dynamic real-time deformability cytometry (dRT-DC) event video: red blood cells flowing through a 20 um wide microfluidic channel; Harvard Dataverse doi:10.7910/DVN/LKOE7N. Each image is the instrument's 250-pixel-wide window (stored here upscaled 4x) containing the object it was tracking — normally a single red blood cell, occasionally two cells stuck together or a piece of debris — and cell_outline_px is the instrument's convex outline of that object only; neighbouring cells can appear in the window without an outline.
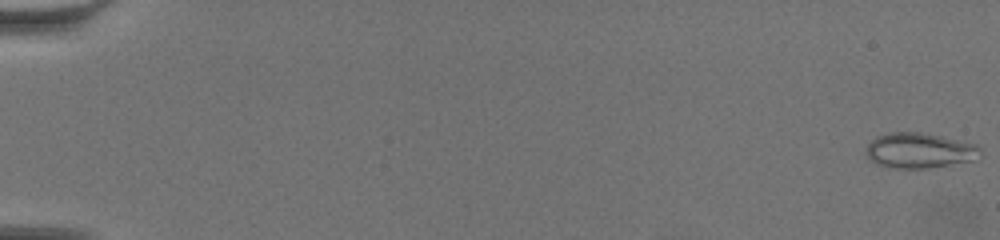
{"species": "common noctule bat (a hibernating species)", "species_latin": "Nyctalus noctula", "temperature_condition": "warm", "stored_images_in_passage": 62, "camera_frame_rate_fps": 3000, "um_per_image_px": 0.085, "animal": {"sex": "female", "body_mass_g": 19.5, "forearm_length_mm": 54.1}, "frame": {"image": 1, "passage_image": 1, "time_ms": 0.0, "image_size_px": [1000, 240], "cell_outline_px": [[980, 152], [972, 160], [928, 168], [888, 168], [876, 164], [868, 160], [864, 152], [868, 144], [876, 136], [888, 132], [920, 132], [940, 136], [976, 144], [980, 148]], "centroid_in_image_um": [78.05, 12.79], "position_along_channel_um": 7.0, "area_um2": 23.47}}
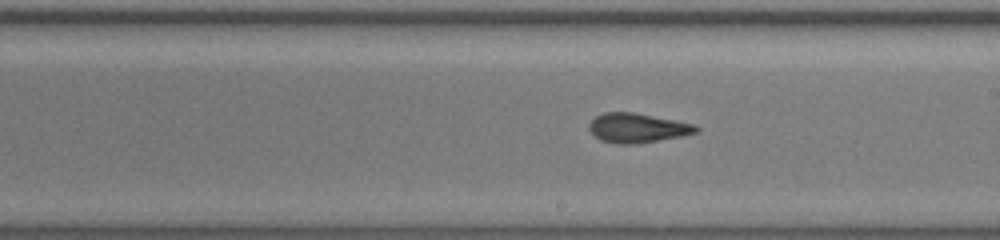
{"frame": {"image": 2, "passage_image": 38, "time_ms": 12.333, "image_size_px": [1000, 240], "cell_outline_px": [[700, 132], [680, 136], [636, 144], [620, 144], [600, 140], [588, 128], [588, 124], [596, 116], [604, 112], [632, 112], [692, 124], [700, 128]], "centroid_in_image_um": [54.15, 10.88], "position_along_channel_um": 234.8, "area_um2": 18.03}}
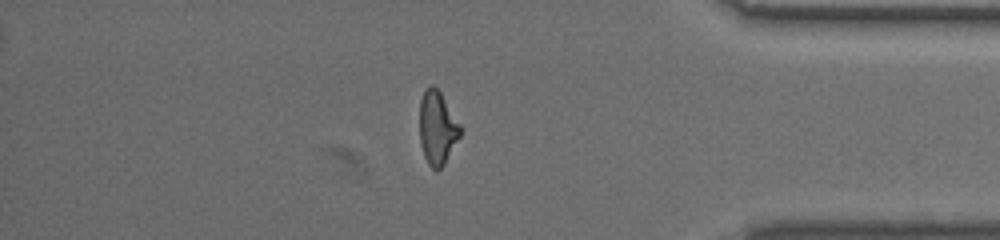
{"frame": {"image": 3, "passage_image": 54, "time_ms": 17.667, "image_size_px": [1000, 240], "cell_outline_px": [[460, 136], [444, 164], [436, 172], [428, 164], [424, 156], [420, 144], [420, 100], [428, 84], [432, 84], [440, 92], [460, 124]], "centroid_in_image_um": [37.15, 10.88], "position_along_channel_um": 398.0, "area_um2": 17.28}, "authors_computed_cell_mechanics": {"area_um2": 18.4671, "velocity_mm_per_s": 3.4751, "shape_relaxation_time_tau1_ms": 5.8866, "shape_relaxation_time_tau2_ms": 2.8254, "deformation_change_tau1": 0.1842, "deformation_change_tau2": 0.1025}}